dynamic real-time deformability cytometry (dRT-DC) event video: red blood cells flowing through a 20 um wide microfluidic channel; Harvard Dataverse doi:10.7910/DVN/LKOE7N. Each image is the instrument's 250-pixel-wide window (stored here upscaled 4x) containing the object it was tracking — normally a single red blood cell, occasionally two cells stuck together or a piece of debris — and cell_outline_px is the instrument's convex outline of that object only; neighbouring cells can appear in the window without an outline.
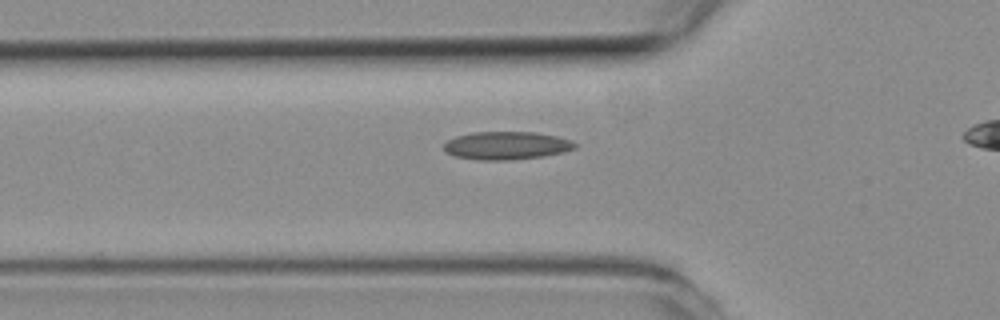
{"species": "common noctule bat (a hibernating species)", "species_latin": "Nyctalus noctula", "temperature_condition": "room temperature", "stored_images_in_passage": 30, "camera_frame_rate_fps": 3000, "um_per_image_px": 0.085, "animal": {"sex": "female", "body_mass_g": 19.3, "forearm_length_mm": 54.1}, "frame": {"image": 1, "passage_image": 5, "time_ms": 1.333, "image_size_px": [1000, 320], "cell_outline_px": [[576, 148], [564, 152], [544, 156], [508, 160], [476, 160], [456, 156], [444, 152], [444, 144], [448, 140], [456, 136], [472, 132], [536, 132], [556, 136], [572, 140], [576, 144]], "centroid_in_image_um": [43.05, 12.37], "position_along_channel_um": 82.7, "area_um2": 21.5}}
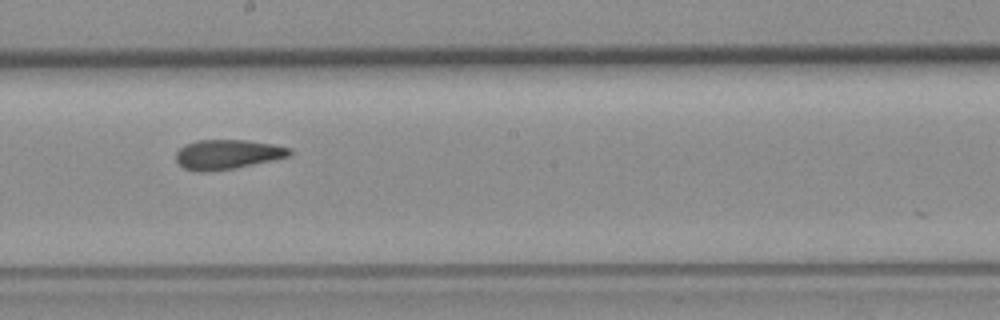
{"frame": {"image": 2, "passage_image": 16, "time_ms": 5.0, "image_size_px": [1000, 320], "cell_outline_px": [[292, 152], [288, 156], [272, 160], [232, 168], [204, 172], [200, 172], [184, 168], [176, 160], [176, 152], [180, 148], [196, 140], [244, 140], [272, 144], [292, 148]], "centroid_in_image_um": [19.32, 13.11], "position_along_channel_um": 228.9, "area_um2": 19.25}}
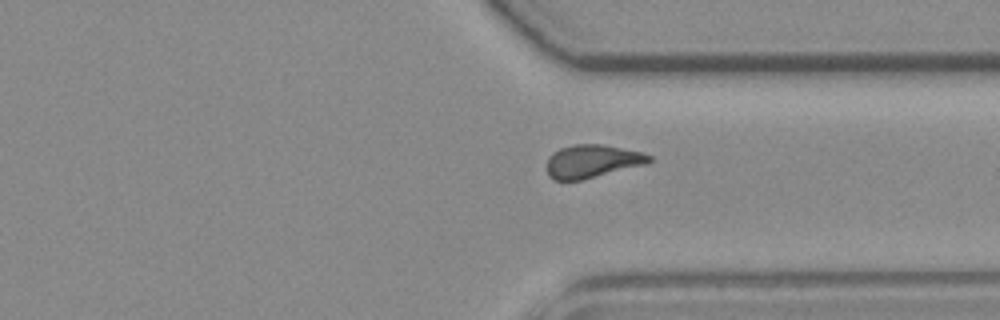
{"frame": {"image": 3, "passage_image": 26, "time_ms": 8.333, "image_size_px": [1000, 320], "cell_outline_px": [[652, 160], [648, 164], [580, 180], [552, 180], [548, 176], [548, 156], [552, 152], [560, 148], [572, 144], [604, 144], [640, 152], [652, 156]], "centroid_in_image_um": [50.33, 13.7], "position_along_channel_um": 361.1, "area_um2": 19.83}}